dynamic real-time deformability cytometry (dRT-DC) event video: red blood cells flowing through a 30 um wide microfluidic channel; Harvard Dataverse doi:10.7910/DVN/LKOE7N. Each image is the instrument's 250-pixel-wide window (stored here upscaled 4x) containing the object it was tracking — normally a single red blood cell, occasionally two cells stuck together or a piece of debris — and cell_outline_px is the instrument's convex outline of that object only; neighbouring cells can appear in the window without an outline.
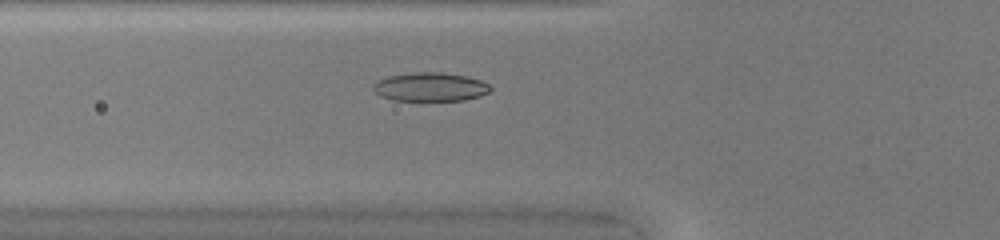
{"species": "common noctule bat (a hibernating species)", "species_latin": "Nyctalus noctula", "temperature_condition": "warm", "stored_images_in_passage": 42, "camera_frame_rate_fps": 3000, "um_per_image_px": 0.085, "animal": {"sex": "female", "body_mass_g": 20.0, "forearm_length_mm": 54.0}, "frame": {"image": 1, "passage_image": 11, "time_ms": 3.333, "image_size_px": [1000, 240], "cell_outline_px": [[492, 88], [488, 92], [480, 96], [464, 100], [392, 100], [380, 96], [372, 88], [372, 84], [388, 76], [412, 72], [444, 72], [468, 76], [480, 80], [488, 84]], "centroid_in_image_um": [36.57, 7.38], "position_along_channel_um": 89.2, "area_um2": 19.65}}
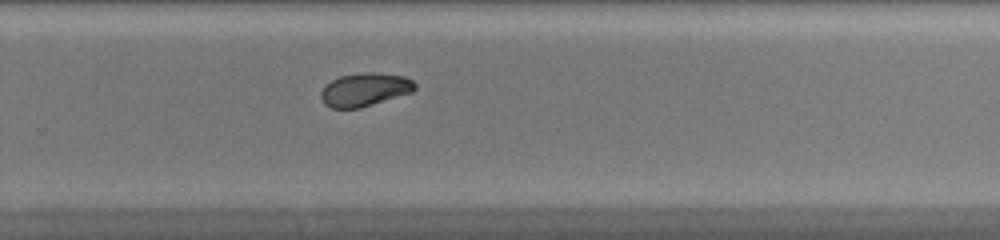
{"frame": {"image": 2, "passage_image": 26, "time_ms": 8.333, "image_size_px": [1000, 240], "cell_outline_px": [[416, 88], [412, 92], [360, 108], [332, 108], [324, 104], [320, 96], [320, 92], [324, 84], [340, 76], [360, 72], [376, 72], [404, 76], [412, 80], [416, 84]], "centroid_in_image_um": [30.98, 7.6], "position_along_channel_um": 298.8, "area_um2": 18.38}}
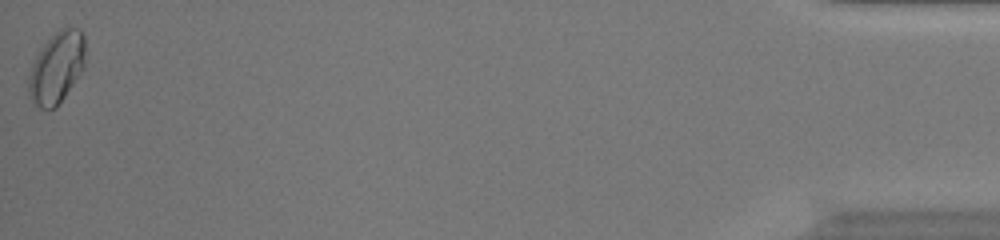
{"frame": {"image": 3, "passage_image": 42, "time_ms": 13.667, "image_size_px": [1000, 240], "cell_outline_px": [[84, 68], [56, 108], [40, 108], [32, 100], [28, 92], [28, 76], [32, 64], [40, 48], [60, 28], [68, 24], [80, 28], [84, 32]], "centroid_in_image_um": [4.83, 5.69], "position_along_channel_um": 430.4, "area_um2": 23.7}, "authors_computed_cell_mechanics": {"area_um2": 19.3341, "velocity_mm_per_s": 4.1982, "shape_relaxation_time_tau1_ms": 4.0914, "shape_relaxation_time_tau2_ms": 7.9607, "deformation_change_tau1": 0.1251, "deformation_change_tau2": 0.1049}}